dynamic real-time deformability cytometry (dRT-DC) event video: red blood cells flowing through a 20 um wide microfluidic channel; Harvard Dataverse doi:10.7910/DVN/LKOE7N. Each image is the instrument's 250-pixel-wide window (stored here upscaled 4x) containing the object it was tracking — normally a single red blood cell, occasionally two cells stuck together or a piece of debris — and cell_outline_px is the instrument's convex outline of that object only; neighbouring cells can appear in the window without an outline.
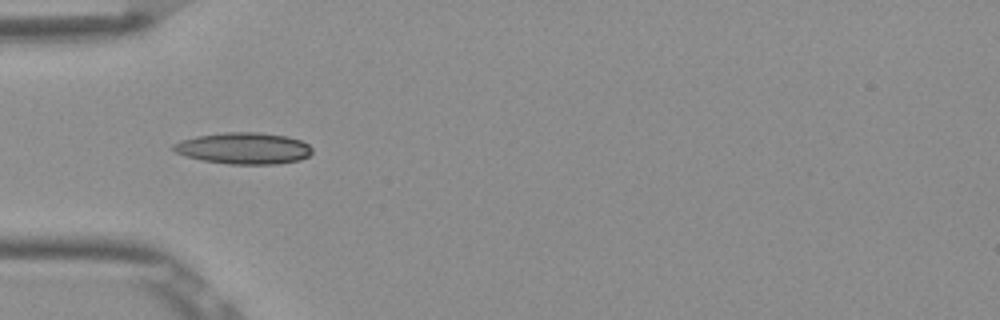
{"species": "Egyptian fruit bat (a non-hibernating species)", "species_latin": "Rousettus aegyptiacus", "temperature_condition": "room temperature", "stored_images_in_passage": 7, "camera_frame_rate_fps": 3000, "um_per_image_px": 0.085, "frame": {"image": 1, "passage_image": 4, "time_ms": 1.0, "image_size_px": [1000, 320], "cell_outline_px": [[312, 152], [308, 156], [300, 160], [276, 164], [228, 164], [204, 160], [184, 156], [176, 152], [172, 148], [172, 144], [180, 140], [196, 136], [224, 132], [256, 132], [288, 136], [300, 140], [308, 144], [312, 148]], "centroid_in_image_um": [20.71, 12.6], "position_along_channel_um": 64.3, "area_um2": 25.55}}
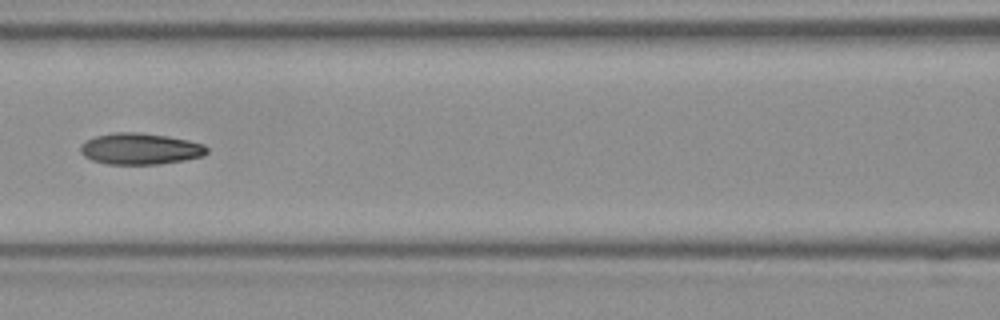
{"frame": {"image": 2, "passage_image": 6, "time_ms": 1.667, "image_size_px": [1000, 320], "cell_outline_px": [[208, 152], [204, 156], [184, 160], [160, 164], [108, 164], [92, 160], [84, 156], [80, 152], [80, 144], [96, 136], [112, 132], [140, 132], [168, 136], [188, 140], [204, 144], [208, 148]], "centroid_in_image_um": [11.93, 12.64], "position_along_channel_um": 154.7, "area_um2": 23.24}}
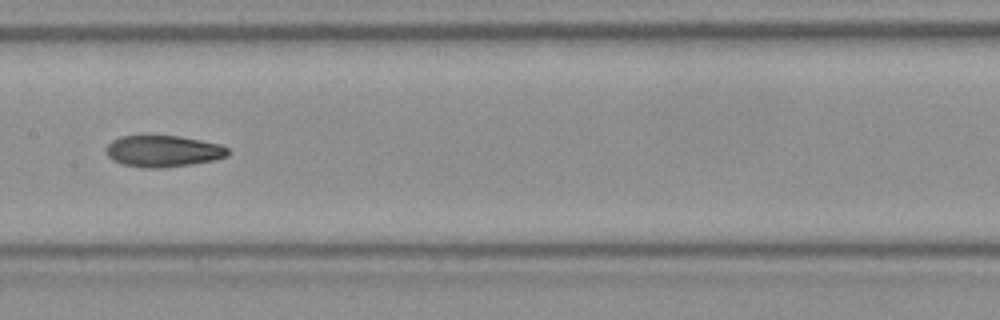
{"frame": {"image": 3, "passage_image": 7, "time_ms": 2.0, "image_size_px": [1000, 320], "cell_outline_px": [[228, 156], [216, 160], [192, 164], [164, 168], [144, 168], [124, 164], [112, 160], [104, 152], [104, 148], [112, 140], [120, 136], [144, 132], [180, 136], [220, 144], [228, 148]], "centroid_in_image_um": [13.81, 12.8], "position_along_channel_um": 193.6, "area_um2": 23.41}}